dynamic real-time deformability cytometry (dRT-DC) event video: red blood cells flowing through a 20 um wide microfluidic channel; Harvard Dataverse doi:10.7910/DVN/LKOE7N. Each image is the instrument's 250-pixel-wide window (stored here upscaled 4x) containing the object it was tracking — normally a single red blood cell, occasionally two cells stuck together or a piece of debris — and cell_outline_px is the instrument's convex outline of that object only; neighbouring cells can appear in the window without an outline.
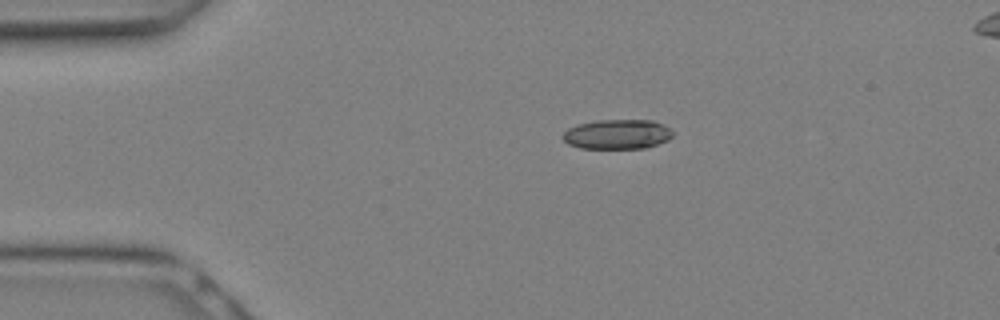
{"species": "Egyptian fruit bat (a non-hibernating species)", "species_latin": "Rousettus aegyptiacus", "temperature_condition": "warm", "stored_images_in_passage": 23, "camera_frame_rate_fps": 3000, "um_per_image_px": 0.085, "animal": {"sex": "female"}, "frame": {"image": 1, "passage_image": 1, "time_ms": 0.0, "image_size_px": [1000, 320], "cell_outline_px": [[672, 136], [668, 140], [648, 148], [580, 148], [568, 144], [564, 140], [564, 132], [568, 128], [576, 124], [596, 120], [652, 120], [664, 124], [672, 128]], "centroid_in_image_um": [52.5, 11.4], "position_along_channel_um": 32.5, "area_um2": 19.19}}
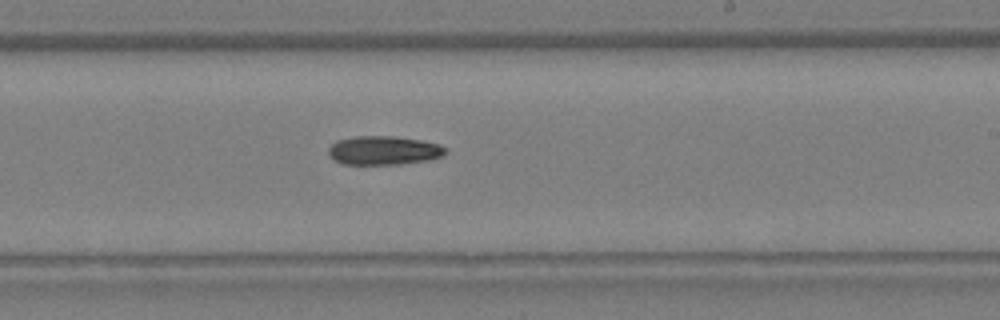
{"frame": {"image": 2, "passage_image": 12, "time_ms": 3.667, "image_size_px": [1000, 320], "cell_outline_px": [[448, 152], [444, 156], [428, 160], [400, 164], [344, 164], [328, 156], [328, 148], [336, 140], [352, 136], [392, 136], [420, 140], [440, 144], [448, 148]], "centroid_in_image_um": [32.64, 12.78], "position_along_channel_um": 256.4, "area_um2": 19.88}}
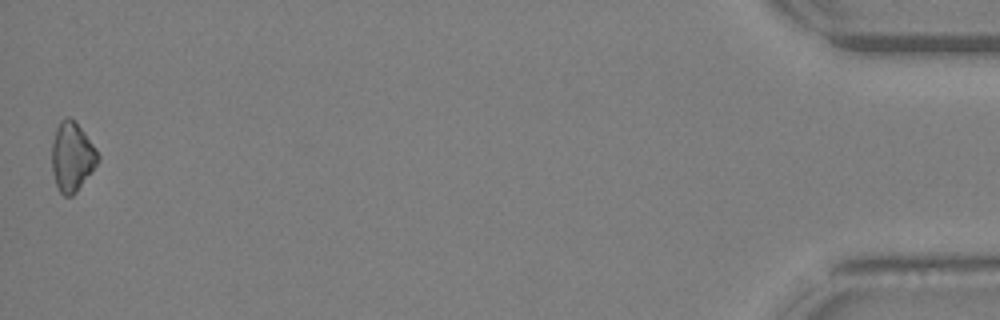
{"frame": {"image": 3, "passage_image": 23, "time_ms": 7.333, "image_size_px": [1000, 320], "cell_outline_px": [[100, 160], [76, 192], [72, 196], [64, 196], [60, 192], [56, 184], [52, 172], [52, 144], [56, 128], [60, 120], [64, 116], [68, 116], [84, 132], [96, 148], [100, 156]], "centroid_in_image_um": [6.12, 13.33], "position_along_channel_um": 429.1, "area_um2": 18.5}}